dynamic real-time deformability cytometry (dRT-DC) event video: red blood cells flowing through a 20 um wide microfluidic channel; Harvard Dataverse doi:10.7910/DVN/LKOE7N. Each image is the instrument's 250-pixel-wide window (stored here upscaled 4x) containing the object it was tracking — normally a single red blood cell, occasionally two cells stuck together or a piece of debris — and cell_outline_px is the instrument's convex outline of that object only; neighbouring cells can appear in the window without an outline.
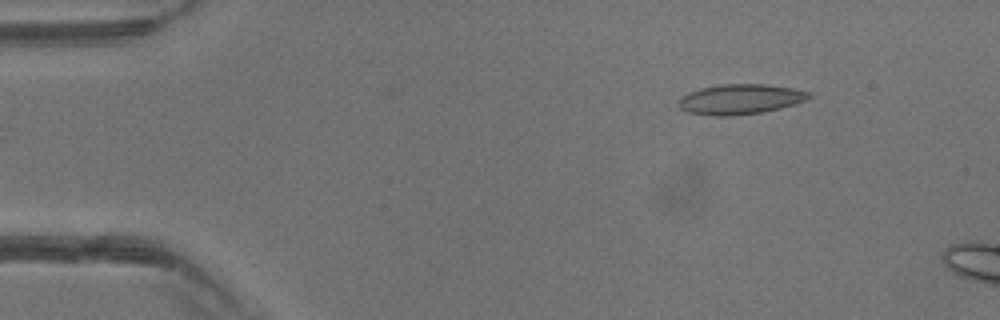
{"species": "common noctule bat (a hibernating species)", "species_latin": "Nyctalus noctula", "temperature_condition": "warm", "stored_images_in_passage": 4, "camera_frame_rate_fps": 3000, "um_per_image_px": 0.085, "animal": {"sex": "male", "body_mass_g": 13.3}, "frame": {"image": 1, "passage_image": 1, "time_ms": 0.0, "image_size_px": [1000, 320], "cell_outline_px": [[812, 96], [804, 100], [780, 108], [760, 112], [732, 116], [712, 116], [688, 112], [680, 108], [680, 100], [688, 92], [700, 88], [720, 84], [764, 84], [796, 88], [812, 92]], "centroid_in_image_um": [62.94, 8.42], "position_along_channel_um": 22.1, "area_um2": 22.77}}